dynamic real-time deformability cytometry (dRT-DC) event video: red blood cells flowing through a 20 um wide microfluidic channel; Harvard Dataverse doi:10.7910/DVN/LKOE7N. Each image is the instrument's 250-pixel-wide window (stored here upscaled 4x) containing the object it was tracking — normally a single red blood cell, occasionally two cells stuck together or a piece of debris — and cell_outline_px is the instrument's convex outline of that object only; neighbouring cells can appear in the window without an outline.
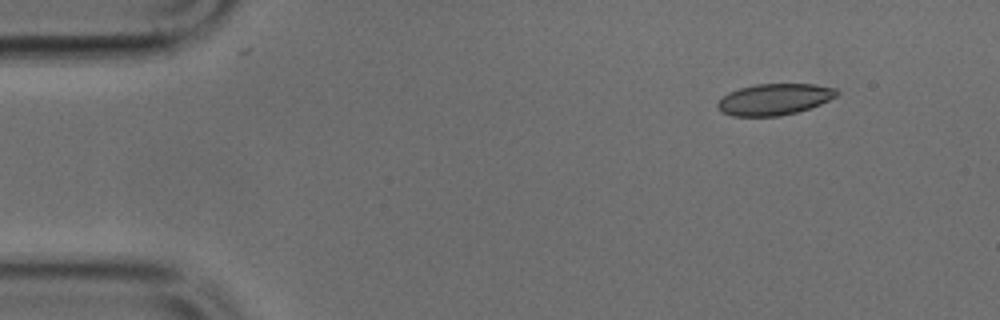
{"species": "common noctule bat (a hibernating species)", "species_latin": "Nyctalus noctula", "temperature_condition": "cold", "stored_images_in_passage": 44, "camera_frame_rate_fps": 3000, "um_per_image_px": 0.085, "animal": {"sex": "male", "body_mass_g": 17.9, "forearm_length_mm": 54.2}, "frame": {"image": 1, "passage_image": 1, "time_ms": 0.0, "image_size_px": [1000, 320], "cell_outline_px": [[840, 92], [836, 96], [820, 104], [796, 112], [780, 116], [732, 116], [720, 112], [716, 104], [728, 92], [740, 88], [756, 84], [812, 84], [836, 88]], "centroid_in_image_um": [65.8, 8.44], "position_along_channel_um": 19.2, "area_um2": 21.68}}
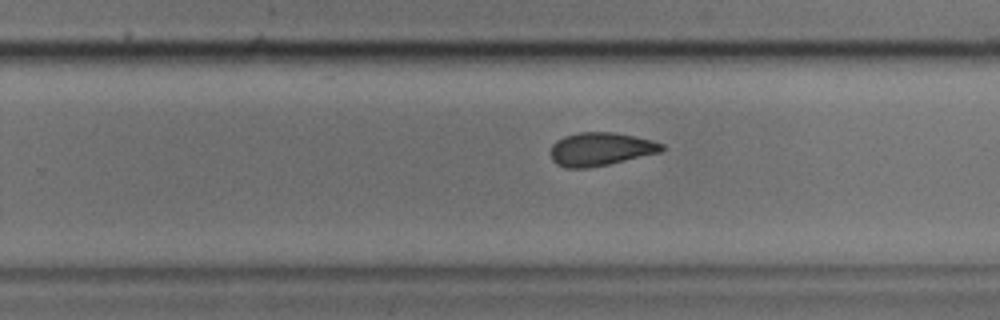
{"frame": {"image": 2, "passage_image": 26, "time_ms": 8.333, "image_size_px": [1000, 320], "cell_outline_px": [[664, 148], [660, 152], [608, 164], [588, 168], [564, 168], [556, 164], [552, 160], [552, 144], [556, 140], [564, 136], [576, 132], [612, 132], [652, 140], [664, 144]], "centroid_in_image_um": [51.01, 12.67], "position_along_channel_um": 278.8, "area_um2": 21.44}}
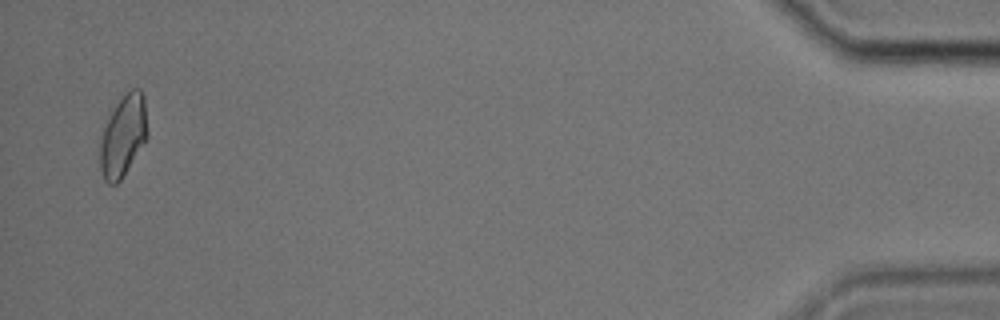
{"frame": {"image": 3, "passage_image": 43, "time_ms": 14.0, "image_size_px": [1000, 320], "cell_outline_px": [[148, 136], [120, 180], [116, 184], [108, 184], [104, 180], [100, 168], [100, 144], [104, 128], [116, 104], [132, 88], [140, 88], [144, 96], [148, 132]], "centroid_in_image_um": [10.48, 11.55], "position_along_channel_um": 424.7, "area_um2": 22.02}}